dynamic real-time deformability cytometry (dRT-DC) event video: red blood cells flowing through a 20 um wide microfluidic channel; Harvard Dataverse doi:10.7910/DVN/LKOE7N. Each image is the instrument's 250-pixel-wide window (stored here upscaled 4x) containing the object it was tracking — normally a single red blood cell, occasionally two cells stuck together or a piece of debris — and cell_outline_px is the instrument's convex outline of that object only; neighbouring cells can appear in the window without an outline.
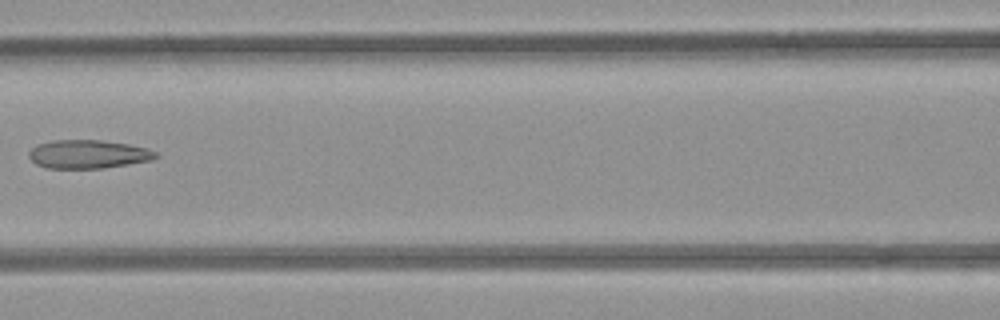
{"species": "common noctule bat (a hibernating species)", "species_latin": "Nyctalus noctula", "temperature_condition": "room temperature", "stored_images_in_passage": 8, "camera_frame_rate_fps": 3000, "um_per_image_px": 0.085, "animal": {"sex": "female", "body_mass_g": 21.9}, "frame": {"image": 1, "passage_image": 7, "time_ms": 8.0, "image_size_px": [1000, 320], "cell_outline_px": [[160, 156], [152, 160], [104, 168], [48, 168], [36, 164], [28, 156], [28, 152], [36, 144], [52, 140], [100, 140], [128, 144], [148, 148], [156, 152]], "centroid_in_image_um": [7.49, 13.1], "position_along_channel_um": 159.1, "area_um2": 21.15}}
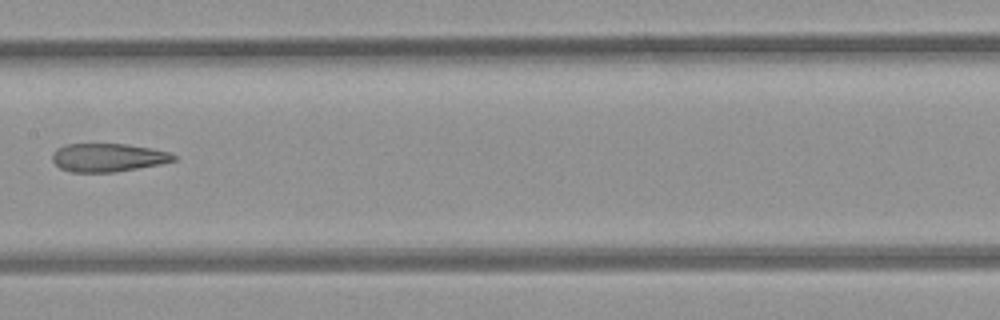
{"frame": {"image": 2, "passage_image": 8, "time_ms": 9.0, "image_size_px": [1000, 320], "cell_outline_px": [[180, 156], [176, 160], [160, 164], [116, 172], [72, 172], [60, 168], [52, 160], [52, 152], [56, 148], [68, 144], [124, 144], [152, 148], [168, 152]], "centroid_in_image_um": [9.19, 13.39], "position_along_channel_um": 198.2, "area_um2": 20.11}}